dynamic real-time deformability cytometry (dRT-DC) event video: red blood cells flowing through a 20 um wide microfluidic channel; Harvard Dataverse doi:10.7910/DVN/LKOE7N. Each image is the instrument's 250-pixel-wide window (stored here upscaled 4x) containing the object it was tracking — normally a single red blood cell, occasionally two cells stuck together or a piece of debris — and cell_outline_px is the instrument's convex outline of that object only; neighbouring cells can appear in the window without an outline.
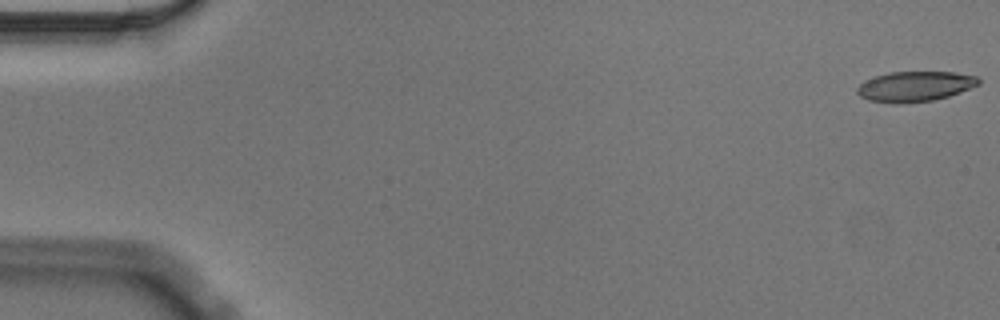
{"species": "Egyptian fruit bat (a non-hibernating species)", "species_latin": "Rousettus aegyptiacus", "temperature_condition": "cold", "stored_images_in_passage": 14, "camera_frame_rate_fps": 3000, "um_per_image_px": 0.085, "animal": {"sex": "male"}, "frame": {"image": 1, "passage_image": 1, "time_ms": 0.0, "image_size_px": [1000, 320], "cell_outline_px": [[980, 84], [960, 92], [948, 96], [932, 100], [900, 104], [896, 104], [868, 100], [860, 96], [856, 92], [856, 88], [864, 80], [888, 72], [952, 72], [976, 76], [980, 80]], "centroid_in_image_um": [77.74, 7.35], "position_along_channel_um": 7.3, "area_um2": 21.39}}